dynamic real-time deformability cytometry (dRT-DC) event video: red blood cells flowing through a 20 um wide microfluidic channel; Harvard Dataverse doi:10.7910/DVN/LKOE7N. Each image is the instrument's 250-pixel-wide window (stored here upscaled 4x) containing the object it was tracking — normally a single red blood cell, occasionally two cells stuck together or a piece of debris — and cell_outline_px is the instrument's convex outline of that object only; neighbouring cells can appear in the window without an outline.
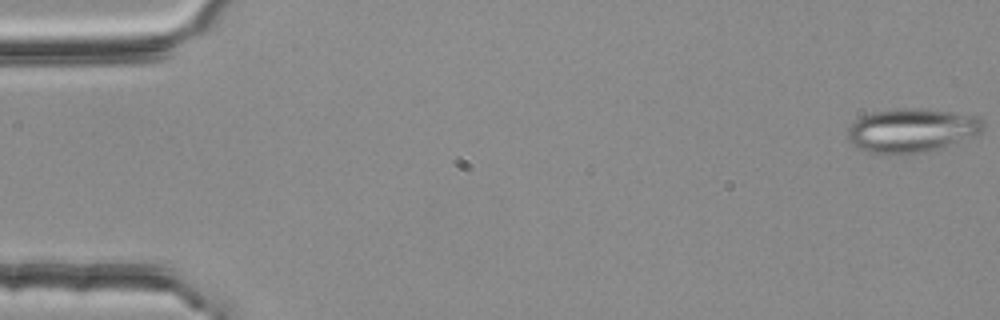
{"species": "common noctule bat (a hibernating species)", "species_latin": "Nyctalus noctula", "temperature_condition": "room temperature", "stored_images_in_passage": 54, "segment_of_instrument_passage": [1, 2], "camera_frame_rate_fps": 3000, "um_per_image_px": 0.085, "animal": {"sex": "female", "body_mass_g": 25.1}, "frame": {"image": 1, "passage_image": 1, "time_ms": 0.0, "image_size_px": [1000, 320], "cell_outline_px": [[984, 124], [980, 136], [936, 148], [916, 152], [888, 156], [868, 152], [856, 148], [848, 140], [848, 128], [860, 116], [872, 112], [900, 108], [916, 108], [952, 112], [980, 116]], "centroid_in_image_um": [77.49, 11.09], "position_along_channel_um": 7.5, "area_um2": 34.97}}